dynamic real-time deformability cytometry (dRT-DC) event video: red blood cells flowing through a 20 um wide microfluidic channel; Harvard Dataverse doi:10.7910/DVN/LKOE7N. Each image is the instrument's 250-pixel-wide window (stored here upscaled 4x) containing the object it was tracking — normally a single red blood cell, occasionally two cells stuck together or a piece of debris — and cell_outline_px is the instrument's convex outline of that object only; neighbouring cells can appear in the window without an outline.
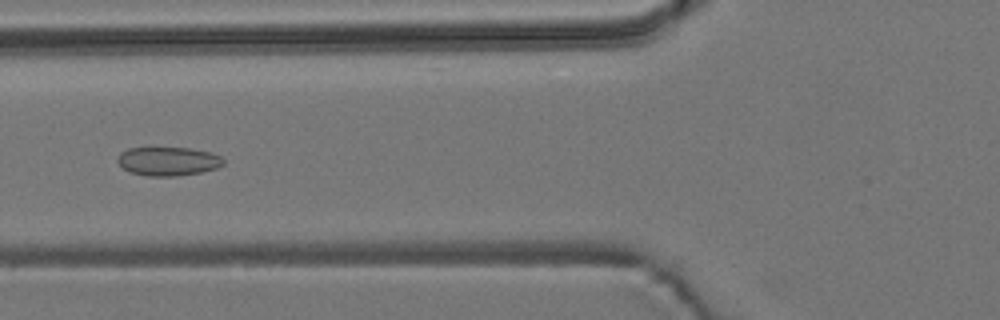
{"species": "common noctule bat (a hibernating species)", "species_latin": "Nyctalus noctula", "temperature_condition": "room temperature", "stored_images_in_passage": 54, "camera_frame_rate_fps": 3000, "um_per_image_px": 0.085, "animal": {"sex": "male", "body_mass_g": 19.2, "forearm_length_mm": 51.8}, "frame": {"image": 1, "passage_image": 20, "time_ms": 6.333, "image_size_px": [1000, 320], "cell_outline_px": [[224, 164], [216, 168], [200, 172], [176, 176], [148, 176], [128, 172], [116, 160], [120, 152], [128, 148], [152, 144], [188, 148], [212, 152], [220, 156], [224, 160]], "centroid_in_image_um": [14.23, 13.65], "position_along_channel_um": 111.6, "area_um2": 18.61}}
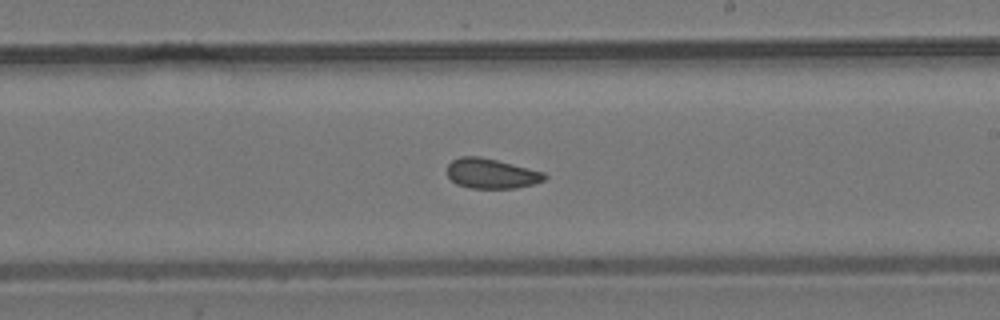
{"frame": {"image": 2, "passage_image": 31, "time_ms": 10.0, "image_size_px": [1000, 320], "cell_outline_px": [[548, 176], [544, 180], [532, 184], [516, 188], [472, 188], [456, 184], [448, 176], [448, 164], [452, 160], [460, 156], [480, 156], [544, 172]], "centroid_in_image_um": [41.75, 14.75], "position_along_channel_um": 247.2, "area_um2": 16.88}}
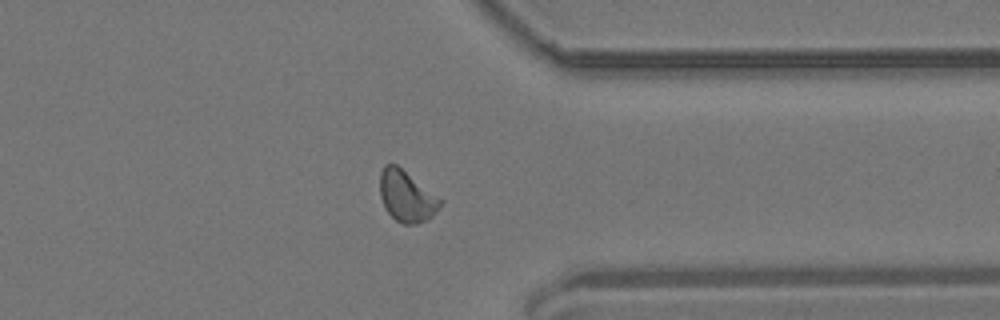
{"frame": {"image": 3, "passage_image": 42, "time_ms": 13.667, "image_size_px": [1000, 320], "cell_outline_px": [[440, 204], [432, 216], [416, 224], [404, 224], [396, 220], [384, 208], [380, 196], [380, 172], [384, 164], [396, 164], [440, 200]], "centroid_in_image_um": [34.48, 16.68], "position_along_channel_um": 376.9, "area_um2": 17.28}, "authors_computed_cell_mechanics": {"area_um2": 17.4845, "velocity_mm_per_s": 3.7023, "shape_relaxation_time_tau1_ms": null, "shape_relaxation_time_tau2_ms": 2.5666, "deformation_change_tau1": null, "deformation_change_tau2": 0.0871}}